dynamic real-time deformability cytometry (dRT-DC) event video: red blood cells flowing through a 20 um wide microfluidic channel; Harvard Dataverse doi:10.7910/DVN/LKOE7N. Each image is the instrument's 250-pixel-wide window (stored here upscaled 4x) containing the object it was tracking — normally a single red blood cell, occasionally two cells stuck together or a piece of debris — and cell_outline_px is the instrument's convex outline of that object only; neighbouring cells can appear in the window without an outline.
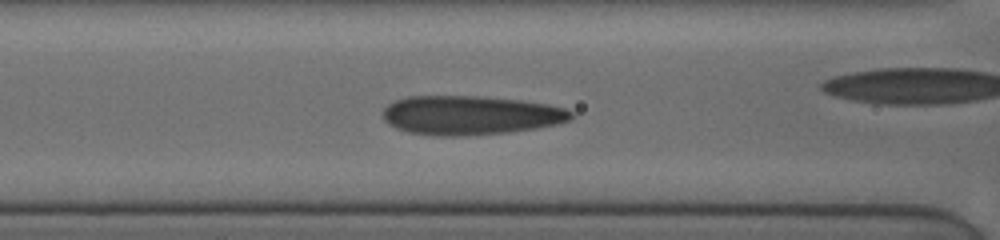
{"species": "human", "species_latin": "Homo sapiens", "temperature_condition": "cold", "stored_images_in_passage": 9, "camera_frame_rate_fps": 3000, "um_per_image_px": 0.085, "donor": {"sex": "female"}, "frame": {"image": 1, "passage_image": 6, "time_ms": 3.667, "image_size_px": [1000, 240], "cell_outline_px": [[576, 116], [572, 120], [556, 124], [536, 128], [508, 132], [456, 136], [436, 136], [408, 132], [396, 128], [388, 124], [384, 120], [384, 108], [388, 104], [396, 100], [408, 96], [484, 96], [520, 100], [548, 104], [564, 108], [572, 112]], "centroid_in_image_um": [40.0, 9.79], "position_along_channel_um": 126.6, "area_um2": 43.0}}
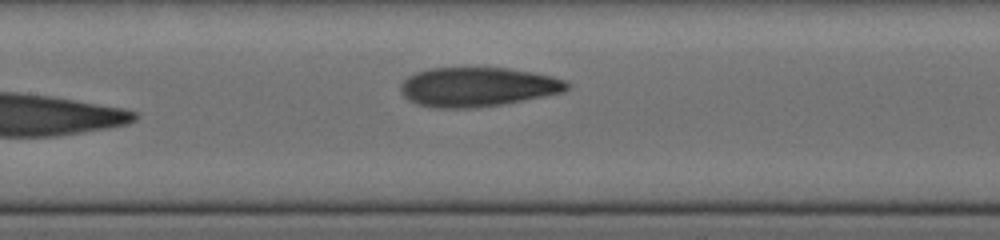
{"frame": {"image": 2, "passage_image": 9, "time_ms": 5.667, "image_size_px": [1000, 240], "cell_outline_px": [[572, 84], [564, 92], [544, 96], [500, 104], [476, 108], [436, 108], [416, 104], [408, 100], [400, 92], [400, 84], [408, 76], [416, 72], [428, 68], [508, 68], [532, 72], [552, 76], [568, 80]], "centroid_in_image_um": [40.59, 7.39], "position_along_channel_um": 166.8, "area_um2": 38.32}}